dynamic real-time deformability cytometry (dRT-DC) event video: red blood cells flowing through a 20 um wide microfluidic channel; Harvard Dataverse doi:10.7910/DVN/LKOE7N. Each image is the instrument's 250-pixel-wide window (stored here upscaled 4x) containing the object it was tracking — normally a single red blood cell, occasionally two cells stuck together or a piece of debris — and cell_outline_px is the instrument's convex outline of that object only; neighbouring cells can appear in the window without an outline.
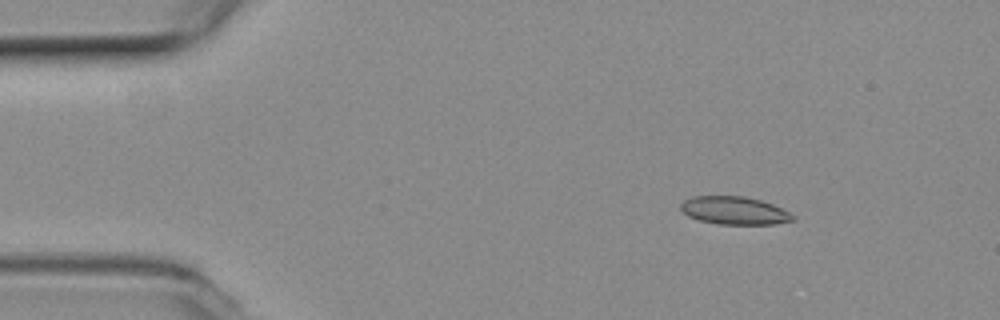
{"species": "common noctule bat (a hibernating species)", "species_latin": "Nyctalus noctula", "temperature_condition": "room temperature", "stored_images_in_passage": 23, "camera_frame_rate_fps": 3000, "um_per_image_px": 0.085, "animal": {"sex": "female", "body_mass_g": 19.3, "forearm_length_mm": 54.1}, "frame": {"image": 1, "passage_image": 1, "time_ms": 0.0, "image_size_px": [1000, 320], "cell_outline_px": [[796, 220], [776, 224], [720, 224], [700, 220], [688, 216], [680, 208], [680, 204], [684, 200], [692, 196], [744, 196], [760, 200], [772, 204], [796, 216]], "centroid_in_image_um": [62.43, 17.89], "position_along_channel_um": 22.6, "area_um2": 18.21}}
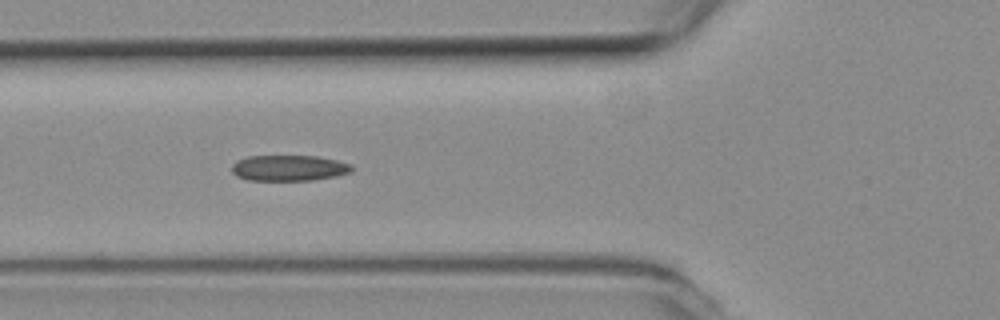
{"frame": {"image": 2, "passage_image": 13, "time_ms": 4.0, "image_size_px": [1000, 320], "cell_outline_px": [[352, 172], [336, 176], [312, 180], [248, 180], [236, 176], [232, 172], [232, 164], [236, 160], [248, 156], [316, 156], [336, 160], [352, 164]], "centroid_in_image_um": [24.55, 14.28], "position_along_channel_um": 101.3, "area_um2": 18.09}}
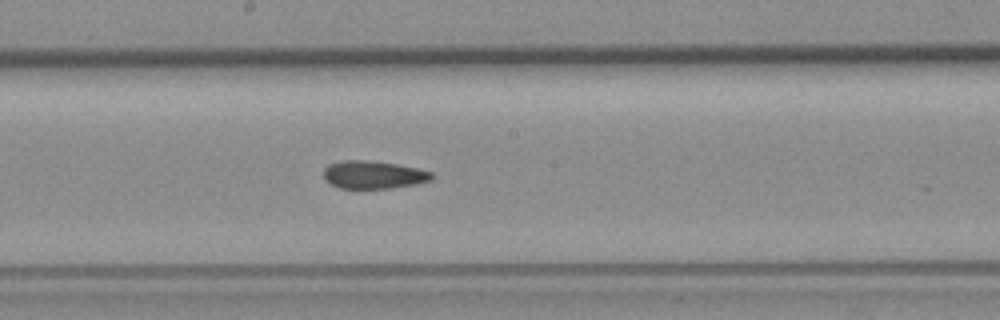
{"frame": {"image": 3, "passage_image": 22, "time_ms": 7.0, "image_size_px": [1000, 320], "cell_outline_px": [[436, 176], [432, 180], [416, 184], [388, 188], [340, 188], [324, 180], [324, 168], [328, 164], [344, 160], [364, 160], [396, 164], [416, 168], [432, 172]], "centroid_in_image_um": [31.75, 14.85], "position_along_channel_um": 216.4, "area_um2": 17.51}}